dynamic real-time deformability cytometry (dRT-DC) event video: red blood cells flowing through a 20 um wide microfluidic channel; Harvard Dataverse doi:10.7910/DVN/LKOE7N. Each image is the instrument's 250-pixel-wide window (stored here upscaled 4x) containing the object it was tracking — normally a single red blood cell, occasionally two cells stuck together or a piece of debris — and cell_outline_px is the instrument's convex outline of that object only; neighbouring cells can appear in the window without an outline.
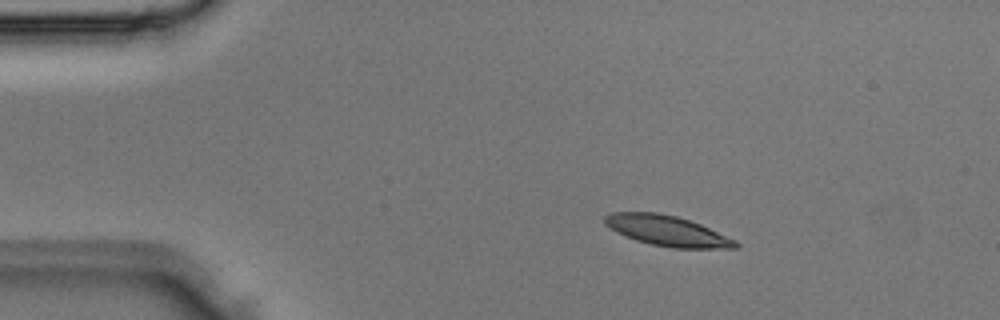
{"species": "Egyptian fruit bat (a non-hibernating species)", "species_latin": "Rousettus aegyptiacus", "temperature_condition": "room temperature", "stored_images_in_passage": 3, "camera_frame_rate_fps": 3000, "um_per_image_px": 0.085, "animal": {"sex": "male"}, "frame": {"image": 1, "passage_image": 1, "time_ms": 0.0, "image_size_px": [1000, 320], "cell_outline_px": [[740, 244], [736, 248], [672, 248], [652, 244], [636, 240], [616, 232], [604, 224], [604, 216], [612, 212], [656, 212], [676, 216], [700, 224], [736, 240]], "centroid_in_image_um": [56.69, 19.61], "position_along_channel_um": 28.3, "area_um2": 23.0}}